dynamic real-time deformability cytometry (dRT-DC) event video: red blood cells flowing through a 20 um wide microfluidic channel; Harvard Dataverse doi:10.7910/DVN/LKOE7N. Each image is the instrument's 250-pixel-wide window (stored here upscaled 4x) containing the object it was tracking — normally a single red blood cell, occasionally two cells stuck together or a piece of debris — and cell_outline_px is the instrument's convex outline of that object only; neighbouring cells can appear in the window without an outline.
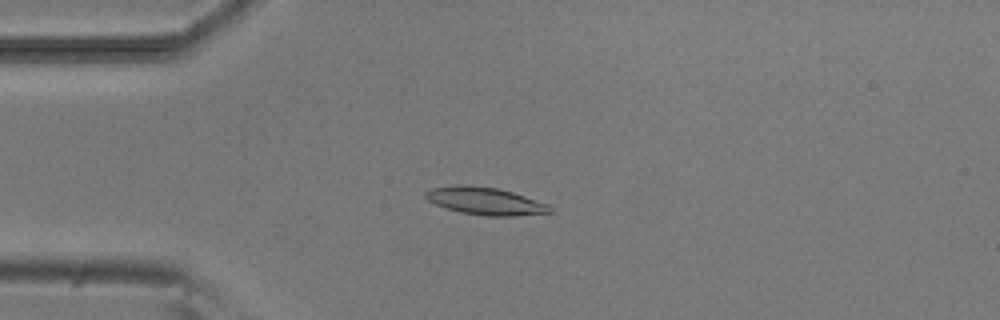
{"species": "common noctule bat (a hibernating species)", "species_latin": "Nyctalus noctula", "temperature_condition": "room temperature", "stored_images_in_passage": 7, "camera_frame_rate_fps": 3000, "um_per_image_px": 0.085, "animal": {"sex": "male", "body_mass_g": 20.5, "forearm_length_mm": 52.5}, "frame": {"image": 1, "passage_image": 4, "time_ms": 3.333, "image_size_px": [1000, 320], "cell_outline_px": [[552, 212], [512, 216], [484, 216], [460, 212], [436, 204], [428, 200], [424, 196], [424, 192], [432, 188], [456, 184], [468, 184], [496, 188], [512, 192], [548, 204], [552, 208]], "centroid_in_image_um": [41.22, 17.08], "position_along_channel_um": 43.8, "area_um2": 19.88}}
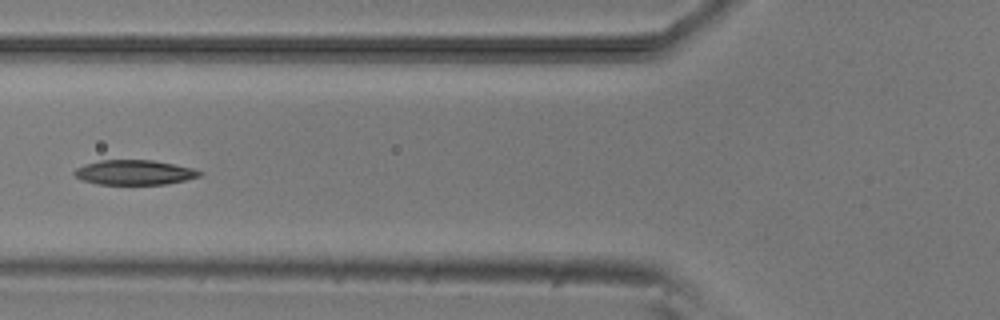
{"frame": {"image": 2, "passage_image": 6, "time_ms": 5.667, "image_size_px": [1000, 320], "cell_outline_px": [[204, 172], [200, 176], [168, 184], [96, 184], [80, 180], [72, 172], [76, 168], [84, 164], [100, 160], [152, 160], [192, 168]], "centroid_in_image_um": [11.38, 14.66], "position_along_channel_um": 114.4, "area_um2": 18.09}}
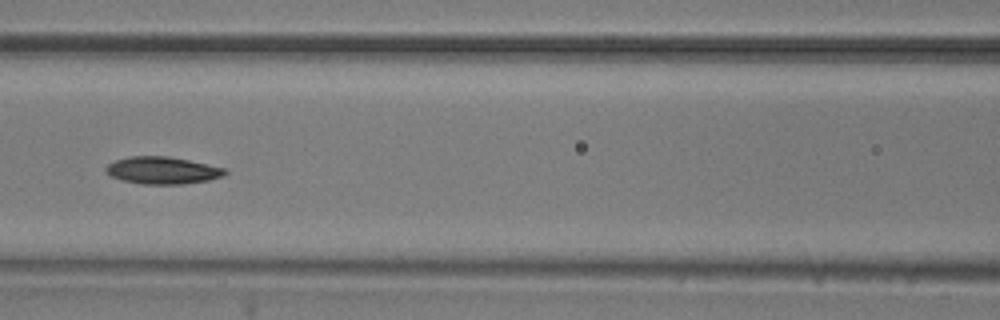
{"frame": {"image": 3, "passage_image": 7, "time_ms": 6.667, "image_size_px": [1000, 320], "cell_outline_px": [[228, 172], [224, 176], [208, 180], [184, 184], [140, 184], [120, 180], [104, 172], [104, 168], [108, 164], [116, 160], [128, 156], [168, 156], [188, 160], [224, 168]], "centroid_in_image_um": [13.77, 14.49], "position_along_channel_um": 152.8, "area_um2": 18.96}}